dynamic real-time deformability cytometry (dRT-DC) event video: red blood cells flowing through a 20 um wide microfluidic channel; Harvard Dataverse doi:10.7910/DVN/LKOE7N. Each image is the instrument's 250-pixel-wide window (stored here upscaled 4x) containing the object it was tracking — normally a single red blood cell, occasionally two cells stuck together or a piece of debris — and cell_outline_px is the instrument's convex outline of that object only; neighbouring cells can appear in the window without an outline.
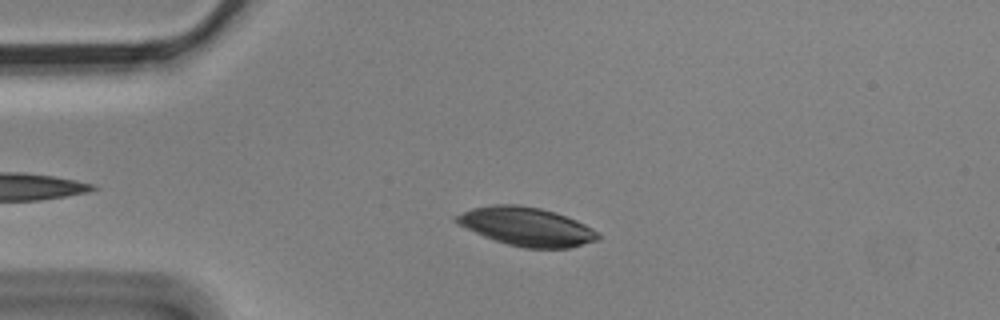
{"species": "Egyptian fruit bat (a non-hibernating species)", "species_latin": "Rousettus aegyptiacus", "temperature_condition": "cold", "stored_images_in_passage": 4, "camera_frame_rate_fps": 3000, "um_per_image_px": 0.085, "animal": {"sex": "male"}, "frame": {"image": 1, "passage_image": 2, "time_ms": 0.333, "image_size_px": [1000, 320], "cell_outline_px": [[600, 236], [596, 240], [568, 248], [524, 248], [508, 244], [484, 236], [456, 224], [452, 220], [452, 216], [472, 208], [492, 204], [516, 204], [540, 208], [556, 212], [576, 220], [592, 228]], "centroid_in_image_um": [44.69, 19.24], "position_along_channel_um": 40.3, "area_um2": 31.79}}
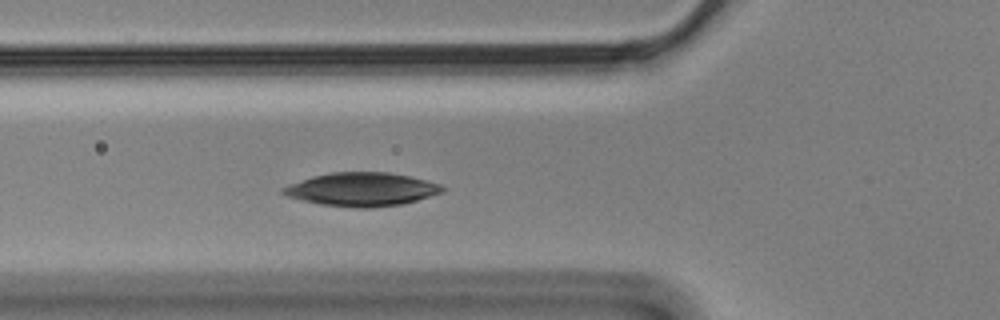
{"frame": {"image": 2, "passage_image": 4, "time_ms": 1.0, "image_size_px": [1000, 320], "cell_outline_px": [[444, 192], [404, 204], [372, 208], [356, 208], [320, 204], [300, 200], [288, 196], [280, 192], [280, 188], [288, 184], [312, 176], [332, 172], [388, 172], [408, 176], [440, 184], [444, 188]], "centroid_in_image_um": [30.72, 16.1], "position_along_channel_um": 95.1, "area_um2": 31.21}}